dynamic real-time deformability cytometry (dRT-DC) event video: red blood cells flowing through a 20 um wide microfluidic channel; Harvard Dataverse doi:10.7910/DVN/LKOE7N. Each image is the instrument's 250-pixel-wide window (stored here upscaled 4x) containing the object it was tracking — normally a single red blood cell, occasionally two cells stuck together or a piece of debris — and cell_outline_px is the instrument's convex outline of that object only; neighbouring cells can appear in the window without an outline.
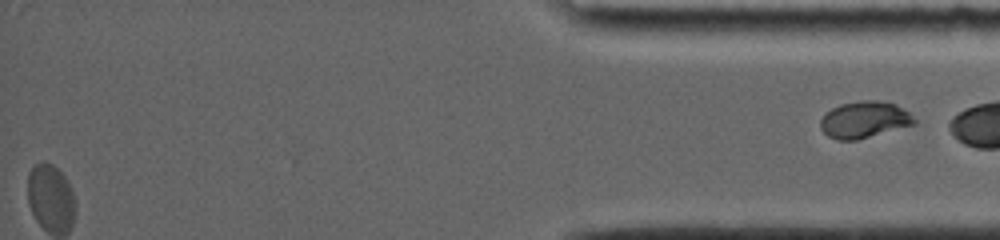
{"species": "common noctule bat (a hibernating species)", "species_latin": "Nyctalus noctula", "temperature_condition": "room temperature", "stored_images_in_passage": 21, "segment_of_instrument_passage": [2, 2], "camera_frame_rate_fps": 4000, "um_per_image_px": 0.085, "animal": {"sex": "female", "body_mass_g": 19.0, "forearm_length_mm": 56.7}, "frame": {"image": 1, "passage_image": 21, "time_ms": 13.5, "image_size_px": [1000, 240], "cell_outline_px": [[916, 124], [856, 140], [836, 140], [828, 136], [820, 128], [820, 120], [824, 112], [840, 104], [860, 100], [880, 100], [896, 104], [908, 112], [916, 120]], "centroid_in_image_um": [73.44, 10.16], "position_along_channel_um": 361.8, "area_um2": 20.17}}